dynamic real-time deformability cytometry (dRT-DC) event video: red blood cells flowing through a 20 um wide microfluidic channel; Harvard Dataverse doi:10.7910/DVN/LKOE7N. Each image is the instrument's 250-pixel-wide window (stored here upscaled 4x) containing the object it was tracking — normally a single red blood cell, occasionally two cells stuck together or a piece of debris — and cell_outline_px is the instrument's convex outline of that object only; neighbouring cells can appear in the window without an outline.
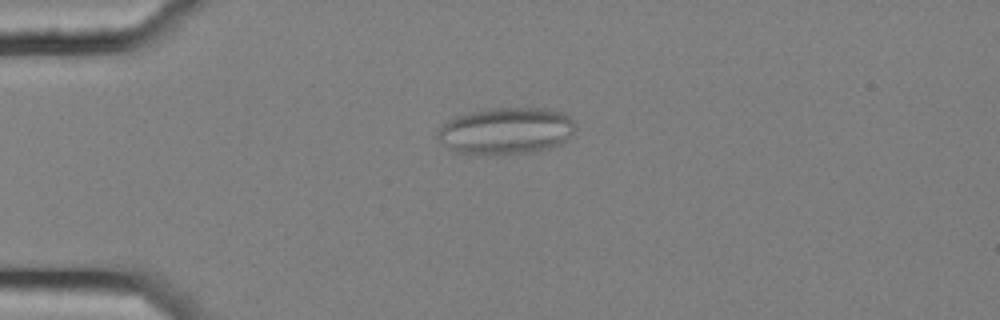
{"species": "common noctule bat (a hibernating species)", "species_latin": "Nyctalus noctula", "temperature_condition": "cold", "stored_images_in_passage": 2, "camera_frame_rate_fps": 3000, "um_per_image_px": 0.085, "animal": {"sex": "female", "body_mass_g": 25.1}, "frame": {"image": 1, "passage_image": 1, "time_ms": 0.0, "image_size_px": [1000, 320], "cell_outline_px": [[576, 128], [564, 144], [532, 152], [496, 156], [476, 156], [452, 152], [436, 136], [436, 132], [448, 120], [456, 116], [468, 112], [488, 108], [544, 108], [564, 112], [572, 120]], "centroid_in_image_um": [42.99, 11.16], "position_along_channel_um": 42.0, "area_um2": 38.55}}